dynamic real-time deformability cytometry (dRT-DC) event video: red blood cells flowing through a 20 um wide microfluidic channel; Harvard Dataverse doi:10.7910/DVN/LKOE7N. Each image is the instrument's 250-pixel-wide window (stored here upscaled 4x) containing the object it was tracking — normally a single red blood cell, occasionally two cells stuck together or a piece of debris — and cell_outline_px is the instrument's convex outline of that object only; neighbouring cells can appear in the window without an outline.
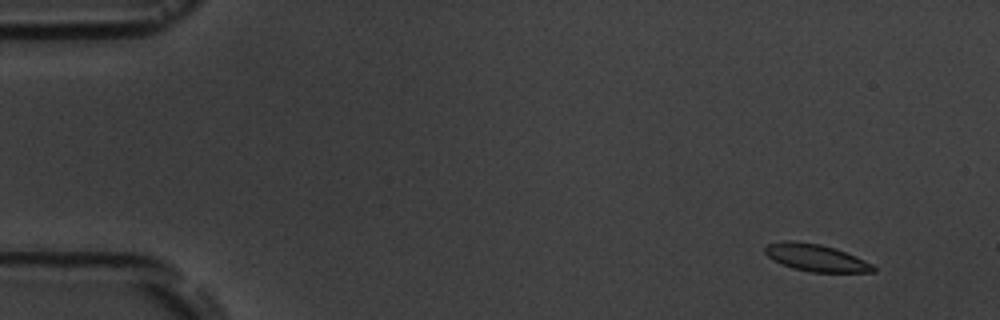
{"species": "common noctule bat (a hibernating species)", "species_latin": "Nyctalus noctula", "temperature_condition": "room temperature", "stored_images_in_passage": 5, "camera_frame_rate_fps": 3000, "um_per_image_px": 0.085, "animal": {"sex": "male", "body_mass_g": 19.5, "forearm_length_mm": 54.6}, "frame": {"image": 1, "passage_image": 1, "time_ms": 0.0, "image_size_px": [1000, 320], "cell_outline_px": [[876, 272], [812, 272], [792, 268], [772, 260], [764, 252], [764, 248], [768, 244], [784, 240], [792, 240], [820, 244], [836, 248], [856, 256], [872, 264], [876, 268]], "centroid_in_image_um": [69.34, 21.9], "position_along_channel_um": 15.7, "area_um2": 17.22}}
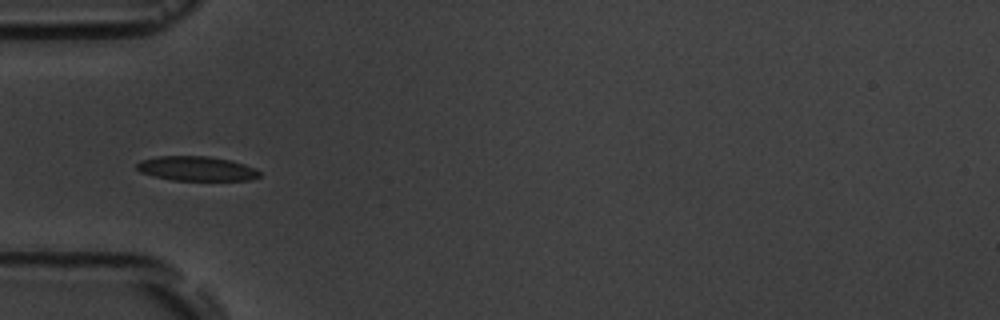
{"frame": {"image": 2, "passage_image": 5, "time_ms": 4.667, "image_size_px": [1000, 320], "cell_outline_px": [[260, 176], [252, 180], [172, 180], [152, 176], [140, 172], [136, 168], [136, 164], [140, 160], [156, 156], [208, 156], [228, 160], [244, 164], [256, 168], [260, 172]], "centroid_in_image_um": [16.68, 14.33], "position_along_channel_um": 68.3, "area_um2": 17.63}}